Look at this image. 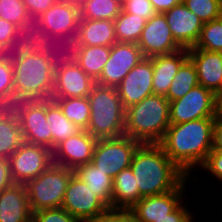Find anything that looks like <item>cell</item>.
Listing matches in <instances>:
<instances>
[{"label":"cell","mask_w":222,"mask_h":222,"mask_svg":"<svg viewBox=\"0 0 222 222\" xmlns=\"http://www.w3.org/2000/svg\"><path fill=\"white\" fill-rule=\"evenodd\" d=\"M73 174L72 169L52 163L35 179L28 180L24 185L32 213L62 207L67 185Z\"/></svg>","instance_id":"8992f818"},{"label":"cell","mask_w":222,"mask_h":222,"mask_svg":"<svg viewBox=\"0 0 222 222\" xmlns=\"http://www.w3.org/2000/svg\"><path fill=\"white\" fill-rule=\"evenodd\" d=\"M141 198L131 168L121 170L113 178L111 208L130 209Z\"/></svg>","instance_id":"83f0119b"},{"label":"cell","mask_w":222,"mask_h":222,"mask_svg":"<svg viewBox=\"0 0 222 222\" xmlns=\"http://www.w3.org/2000/svg\"><path fill=\"white\" fill-rule=\"evenodd\" d=\"M130 168L141 197L173 191L189 178L165 154L159 143H141Z\"/></svg>","instance_id":"7a4b0ae2"},{"label":"cell","mask_w":222,"mask_h":222,"mask_svg":"<svg viewBox=\"0 0 222 222\" xmlns=\"http://www.w3.org/2000/svg\"><path fill=\"white\" fill-rule=\"evenodd\" d=\"M62 208L81 222H100L109 210L87 184L74 174L68 182Z\"/></svg>","instance_id":"9c48e42d"},{"label":"cell","mask_w":222,"mask_h":222,"mask_svg":"<svg viewBox=\"0 0 222 222\" xmlns=\"http://www.w3.org/2000/svg\"><path fill=\"white\" fill-rule=\"evenodd\" d=\"M14 183L35 179L52 163V151L44 146L23 142L8 158Z\"/></svg>","instance_id":"30bf717a"},{"label":"cell","mask_w":222,"mask_h":222,"mask_svg":"<svg viewBox=\"0 0 222 222\" xmlns=\"http://www.w3.org/2000/svg\"><path fill=\"white\" fill-rule=\"evenodd\" d=\"M100 222H140L130 209L110 208Z\"/></svg>","instance_id":"b9f144b4"},{"label":"cell","mask_w":222,"mask_h":222,"mask_svg":"<svg viewBox=\"0 0 222 222\" xmlns=\"http://www.w3.org/2000/svg\"><path fill=\"white\" fill-rule=\"evenodd\" d=\"M188 58V49H181L168 55L151 57L153 66V94L167 98V92L174 76Z\"/></svg>","instance_id":"603a6c76"},{"label":"cell","mask_w":222,"mask_h":222,"mask_svg":"<svg viewBox=\"0 0 222 222\" xmlns=\"http://www.w3.org/2000/svg\"><path fill=\"white\" fill-rule=\"evenodd\" d=\"M32 217L24 184L14 183L0 192V222H32Z\"/></svg>","instance_id":"7402d4cb"},{"label":"cell","mask_w":222,"mask_h":222,"mask_svg":"<svg viewBox=\"0 0 222 222\" xmlns=\"http://www.w3.org/2000/svg\"><path fill=\"white\" fill-rule=\"evenodd\" d=\"M140 144L126 135L98 139L91 163L113 179L121 170L130 167L133 155Z\"/></svg>","instance_id":"52a82bcc"},{"label":"cell","mask_w":222,"mask_h":222,"mask_svg":"<svg viewBox=\"0 0 222 222\" xmlns=\"http://www.w3.org/2000/svg\"><path fill=\"white\" fill-rule=\"evenodd\" d=\"M169 100L152 94L126 109L125 135L140 143H160L170 126Z\"/></svg>","instance_id":"277c9868"},{"label":"cell","mask_w":222,"mask_h":222,"mask_svg":"<svg viewBox=\"0 0 222 222\" xmlns=\"http://www.w3.org/2000/svg\"><path fill=\"white\" fill-rule=\"evenodd\" d=\"M153 66L151 57H144L123 78L116 87L120 100L125 107L138 104L147 96L153 94Z\"/></svg>","instance_id":"2e32d148"},{"label":"cell","mask_w":222,"mask_h":222,"mask_svg":"<svg viewBox=\"0 0 222 222\" xmlns=\"http://www.w3.org/2000/svg\"><path fill=\"white\" fill-rule=\"evenodd\" d=\"M97 140L88 131L81 130L52 150L53 164L74 170L77 166L90 163Z\"/></svg>","instance_id":"e0dca14e"},{"label":"cell","mask_w":222,"mask_h":222,"mask_svg":"<svg viewBox=\"0 0 222 222\" xmlns=\"http://www.w3.org/2000/svg\"><path fill=\"white\" fill-rule=\"evenodd\" d=\"M56 42L60 43L58 44L59 46L56 45ZM24 45L31 51L44 55V57L55 66L63 60L72 58L73 42L68 37L50 35L46 32L40 31L35 26H31L24 33ZM61 47L65 48L63 52L62 49L60 50Z\"/></svg>","instance_id":"ffe728a7"},{"label":"cell","mask_w":222,"mask_h":222,"mask_svg":"<svg viewBox=\"0 0 222 222\" xmlns=\"http://www.w3.org/2000/svg\"><path fill=\"white\" fill-rule=\"evenodd\" d=\"M197 85L198 75L193 62L188 58L174 76L167 92V99L169 102L180 99Z\"/></svg>","instance_id":"1f68e13d"},{"label":"cell","mask_w":222,"mask_h":222,"mask_svg":"<svg viewBox=\"0 0 222 222\" xmlns=\"http://www.w3.org/2000/svg\"><path fill=\"white\" fill-rule=\"evenodd\" d=\"M116 42L114 21L80 19L73 45L111 47Z\"/></svg>","instance_id":"cb8c5ba5"},{"label":"cell","mask_w":222,"mask_h":222,"mask_svg":"<svg viewBox=\"0 0 222 222\" xmlns=\"http://www.w3.org/2000/svg\"><path fill=\"white\" fill-rule=\"evenodd\" d=\"M13 184L9 161L0 158V192Z\"/></svg>","instance_id":"f6af8a7d"},{"label":"cell","mask_w":222,"mask_h":222,"mask_svg":"<svg viewBox=\"0 0 222 222\" xmlns=\"http://www.w3.org/2000/svg\"><path fill=\"white\" fill-rule=\"evenodd\" d=\"M11 107L19 119L23 140L52 151V134L46 122V99L22 100Z\"/></svg>","instance_id":"ba28073f"},{"label":"cell","mask_w":222,"mask_h":222,"mask_svg":"<svg viewBox=\"0 0 222 222\" xmlns=\"http://www.w3.org/2000/svg\"><path fill=\"white\" fill-rule=\"evenodd\" d=\"M23 142L16 113L12 107H0V158L8 159Z\"/></svg>","instance_id":"d4e9b609"},{"label":"cell","mask_w":222,"mask_h":222,"mask_svg":"<svg viewBox=\"0 0 222 222\" xmlns=\"http://www.w3.org/2000/svg\"><path fill=\"white\" fill-rule=\"evenodd\" d=\"M143 58L144 55L136 43L116 42L111 46L109 60L96 83L116 88Z\"/></svg>","instance_id":"5bb4252c"},{"label":"cell","mask_w":222,"mask_h":222,"mask_svg":"<svg viewBox=\"0 0 222 222\" xmlns=\"http://www.w3.org/2000/svg\"><path fill=\"white\" fill-rule=\"evenodd\" d=\"M119 1H120L121 6H123L126 2H129L131 0H119Z\"/></svg>","instance_id":"f907efd6"},{"label":"cell","mask_w":222,"mask_h":222,"mask_svg":"<svg viewBox=\"0 0 222 222\" xmlns=\"http://www.w3.org/2000/svg\"><path fill=\"white\" fill-rule=\"evenodd\" d=\"M216 117L170 124L159 143L165 154L188 177L195 166L205 162L212 150L213 126Z\"/></svg>","instance_id":"6da1fadb"},{"label":"cell","mask_w":222,"mask_h":222,"mask_svg":"<svg viewBox=\"0 0 222 222\" xmlns=\"http://www.w3.org/2000/svg\"><path fill=\"white\" fill-rule=\"evenodd\" d=\"M24 44V33L13 23L0 18V53L10 54Z\"/></svg>","instance_id":"74e56055"},{"label":"cell","mask_w":222,"mask_h":222,"mask_svg":"<svg viewBox=\"0 0 222 222\" xmlns=\"http://www.w3.org/2000/svg\"><path fill=\"white\" fill-rule=\"evenodd\" d=\"M13 64L14 104L22 100L51 99L55 65L24 44L10 53Z\"/></svg>","instance_id":"3957f363"},{"label":"cell","mask_w":222,"mask_h":222,"mask_svg":"<svg viewBox=\"0 0 222 222\" xmlns=\"http://www.w3.org/2000/svg\"><path fill=\"white\" fill-rule=\"evenodd\" d=\"M57 0H23L28 15L34 21L37 17L43 14Z\"/></svg>","instance_id":"7bdbcfd3"},{"label":"cell","mask_w":222,"mask_h":222,"mask_svg":"<svg viewBox=\"0 0 222 222\" xmlns=\"http://www.w3.org/2000/svg\"><path fill=\"white\" fill-rule=\"evenodd\" d=\"M95 84L73 58L63 60L54 68L51 98L88 97Z\"/></svg>","instance_id":"4fadbf2b"},{"label":"cell","mask_w":222,"mask_h":222,"mask_svg":"<svg viewBox=\"0 0 222 222\" xmlns=\"http://www.w3.org/2000/svg\"><path fill=\"white\" fill-rule=\"evenodd\" d=\"M169 29L182 49H190L197 43L203 22L184 3L164 12Z\"/></svg>","instance_id":"d6986e66"},{"label":"cell","mask_w":222,"mask_h":222,"mask_svg":"<svg viewBox=\"0 0 222 222\" xmlns=\"http://www.w3.org/2000/svg\"><path fill=\"white\" fill-rule=\"evenodd\" d=\"M121 10L119 0H86L79 6L80 19L114 21Z\"/></svg>","instance_id":"d6a6232c"},{"label":"cell","mask_w":222,"mask_h":222,"mask_svg":"<svg viewBox=\"0 0 222 222\" xmlns=\"http://www.w3.org/2000/svg\"><path fill=\"white\" fill-rule=\"evenodd\" d=\"M90 120L87 130L93 137L117 138L125 135V113L115 87L95 84L89 96Z\"/></svg>","instance_id":"5b68a950"},{"label":"cell","mask_w":222,"mask_h":222,"mask_svg":"<svg viewBox=\"0 0 222 222\" xmlns=\"http://www.w3.org/2000/svg\"><path fill=\"white\" fill-rule=\"evenodd\" d=\"M212 150L222 151V117L219 116L213 126Z\"/></svg>","instance_id":"bcb514c9"},{"label":"cell","mask_w":222,"mask_h":222,"mask_svg":"<svg viewBox=\"0 0 222 222\" xmlns=\"http://www.w3.org/2000/svg\"><path fill=\"white\" fill-rule=\"evenodd\" d=\"M144 57L168 55L182 48L176 43L164 13H157L146 21L137 42Z\"/></svg>","instance_id":"9a60e30c"},{"label":"cell","mask_w":222,"mask_h":222,"mask_svg":"<svg viewBox=\"0 0 222 222\" xmlns=\"http://www.w3.org/2000/svg\"><path fill=\"white\" fill-rule=\"evenodd\" d=\"M111 47L73 45L72 58L95 81L100 77L109 60Z\"/></svg>","instance_id":"484cf974"},{"label":"cell","mask_w":222,"mask_h":222,"mask_svg":"<svg viewBox=\"0 0 222 222\" xmlns=\"http://www.w3.org/2000/svg\"><path fill=\"white\" fill-rule=\"evenodd\" d=\"M157 13H164L174 6L183 3V0H149Z\"/></svg>","instance_id":"7dc6e473"},{"label":"cell","mask_w":222,"mask_h":222,"mask_svg":"<svg viewBox=\"0 0 222 222\" xmlns=\"http://www.w3.org/2000/svg\"><path fill=\"white\" fill-rule=\"evenodd\" d=\"M122 10L130 14L139 15V17L146 20L157 14L149 0H131L122 6Z\"/></svg>","instance_id":"ab89813d"},{"label":"cell","mask_w":222,"mask_h":222,"mask_svg":"<svg viewBox=\"0 0 222 222\" xmlns=\"http://www.w3.org/2000/svg\"><path fill=\"white\" fill-rule=\"evenodd\" d=\"M190 49L222 53V17L204 23L197 43Z\"/></svg>","instance_id":"d590c367"},{"label":"cell","mask_w":222,"mask_h":222,"mask_svg":"<svg viewBox=\"0 0 222 222\" xmlns=\"http://www.w3.org/2000/svg\"><path fill=\"white\" fill-rule=\"evenodd\" d=\"M186 179L173 191L142 197L130 210L140 222H154L175 211L182 203Z\"/></svg>","instance_id":"ac0fdd59"},{"label":"cell","mask_w":222,"mask_h":222,"mask_svg":"<svg viewBox=\"0 0 222 222\" xmlns=\"http://www.w3.org/2000/svg\"><path fill=\"white\" fill-rule=\"evenodd\" d=\"M146 19L136 14L121 10L114 19L115 37L117 42L136 43L139 41Z\"/></svg>","instance_id":"f546056e"},{"label":"cell","mask_w":222,"mask_h":222,"mask_svg":"<svg viewBox=\"0 0 222 222\" xmlns=\"http://www.w3.org/2000/svg\"><path fill=\"white\" fill-rule=\"evenodd\" d=\"M61 108L64 116L82 130H87L90 120L88 97L51 98Z\"/></svg>","instance_id":"4dcf8cb0"},{"label":"cell","mask_w":222,"mask_h":222,"mask_svg":"<svg viewBox=\"0 0 222 222\" xmlns=\"http://www.w3.org/2000/svg\"><path fill=\"white\" fill-rule=\"evenodd\" d=\"M188 55L195 66L199 85L215 94L222 86V53L188 49Z\"/></svg>","instance_id":"44dd1931"},{"label":"cell","mask_w":222,"mask_h":222,"mask_svg":"<svg viewBox=\"0 0 222 222\" xmlns=\"http://www.w3.org/2000/svg\"><path fill=\"white\" fill-rule=\"evenodd\" d=\"M0 18L13 23L23 33L33 26L23 0H0Z\"/></svg>","instance_id":"836d02e7"},{"label":"cell","mask_w":222,"mask_h":222,"mask_svg":"<svg viewBox=\"0 0 222 222\" xmlns=\"http://www.w3.org/2000/svg\"><path fill=\"white\" fill-rule=\"evenodd\" d=\"M74 175L85 182L95 195L110 209L112 203L113 179L99 170L93 163L77 166Z\"/></svg>","instance_id":"4316f807"},{"label":"cell","mask_w":222,"mask_h":222,"mask_svg":"<svg viewBox=\"0 0 222 222\" xmlns=\"http://www.w3.org/2000/svg\"><path fill=\"white\" fill-rule=\"evenodd\" d=\"M67 1L80 6L86 0H67Z\"/></svg>","instance_id":"681fc988"},{"label":"cell","mask_w":222,"mask_h":222,"mask_svg":"<svg viewBox=\"0 0 222 222\" xmlns=\"http://www.w3.org/2000/svg\"><path fill=\"white\" fill-rule=\"evenodd\" d=\"M200 168L209 171L222 182V151L211 150Z\"/></svg>","instance_id":"60d3db41"},{"label":"cell","mask_w":222,"mask_h":222,"mask_svg":"<svg viewBox=\"0 0 222 222\" xmlns=\"http://www.w3.org/2000/svg\"><path fill=\"white\" fill-rule=\"evenodd\" d=\"M13 64L10 54L0 53V107L14 104Z\"/></svg>","instance_id":"e575fe53"},{"label":"cell","mask_w":222,"mask_h":222,"mask_svg":"<svg viewBox=\"0 0 222 222\" xmlns=\"http://www.w3.org/2000/svg\"><path fill=\"white\" fill-rule=\"evenodd\" d=\"M46 120L52 134V150L82 130L64 116L59 105L52 99H46Z\"/></svg>","instance_id":"f1b7e54d"},{"label":"cell","mask_w":222,"mask_h":222,"mask_svg":"<svg viewBox=\"0 0 222 222\" xmlns=\"http://www.w3.org/2000/svg\"><path fill=\"white\" fill-rule=\"evenodd\" d=\"M80 20L79 6L67 0H57L33 21L40 31L55 36H66L74 42Z\"/></svg>","instance_id":"7c38bea8"},{"label":"cell","mask_w":222,"mask_h":222,"mask_svg":"<svg viewBox=\"0 0 222 222\" xmlns=\"http://www.w3.org/2000/svg\"><path fill=\"white\" fill-rule=\"evenodd\" d=\"M214 96H215V110H216V114H217V116L222 117V86L214 94Z\"/></svg>","instance_id":"c3c4849f"},{"label":"cell","mask_w":222,"mask_h":222,"mask_svg":"<svg viewBox=\"0 0 222 222\" xmlns=\"http://www.w3.org/2000/svg\"><path fill=\"white\" fill-rule=\"evenodd\" d=\"M183 3L203 23H208L222 17L221 0H183Z\"/></svg>","instance_id":"8d00e7d4"},{"label":"cell","mask_w":222,"mask_h":222,"mask_svg":"<svg viewBox=\"0 0 222 222\" xmlns=\"http://www.w3.org/2000/svg\"><path fill=\"white\" fill-rule=\"evenodd\" d=\"M169 112L170 124L217 117L214 93L201 85H197L182 98L170 101Z\"/></svg>","instance_id":"8fae6325"},{"label":"cell","mask_w":222,"mask_h":222,"mask_svg":"<svg viewBox=\"0 0 222 222\" xmlns=\"http://www.w3.org/2000/svg\"><path fill=\"white\" fill-rule=\"evenodd\" d=\"M154 222H193L192 213L190 214L189 209L181 204L175 211Z\"/></svg>","instance_id":"ee69618b"},{"label":"cell","mask_w":222,"mask_h":222,"mask_svg":"<svg viewBox=\"0 0 222 222\" xmlns=\"http://www.w3.org/2000/svg\"><path fill=\"white\" fill-rule=\"evenodd\" d=\"M32 222H81L62 207L33 212Z\"/></svg>","instance_id":"f35d334b"}]
</instances>
